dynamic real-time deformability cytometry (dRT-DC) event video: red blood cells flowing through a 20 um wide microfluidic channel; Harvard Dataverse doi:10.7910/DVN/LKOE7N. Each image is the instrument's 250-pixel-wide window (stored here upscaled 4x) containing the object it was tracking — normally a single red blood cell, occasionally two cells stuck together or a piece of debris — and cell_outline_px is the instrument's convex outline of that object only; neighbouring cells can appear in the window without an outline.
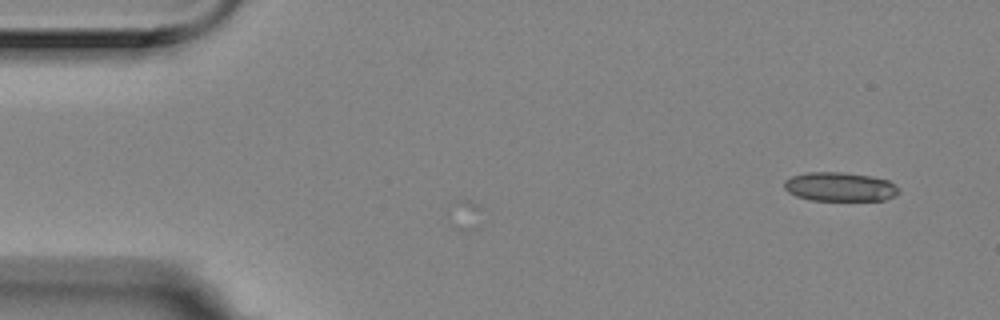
{"species": "Egyptian fruit bat (a non-hibernating species)", "species_latin": "Rousettus aegyptiacus", "temperature_condition": "room temperature", "stored_images_in_passage": 3, "camera_frame_rate_fps": 3000, "um_per_image_px": 0.085, "animal": {"sex": "female"}, "frame": {"image": 1, "passage_image": 1, "time_ms": 0.0, "image_size_px": [1000, 320], "cell_outline_px": [[900, 192], [896, 196], [884, 200], [812, 200], [796, 196], [788, 192], [784, 188], [784, 180], [792, 176], [808, 172], [840, 172], [872, 176], [888, 180]], "centroid_in_image_um": [71.37, 15.87], "position_along_channel_um": 13.6, "area_um2": 19.31}}